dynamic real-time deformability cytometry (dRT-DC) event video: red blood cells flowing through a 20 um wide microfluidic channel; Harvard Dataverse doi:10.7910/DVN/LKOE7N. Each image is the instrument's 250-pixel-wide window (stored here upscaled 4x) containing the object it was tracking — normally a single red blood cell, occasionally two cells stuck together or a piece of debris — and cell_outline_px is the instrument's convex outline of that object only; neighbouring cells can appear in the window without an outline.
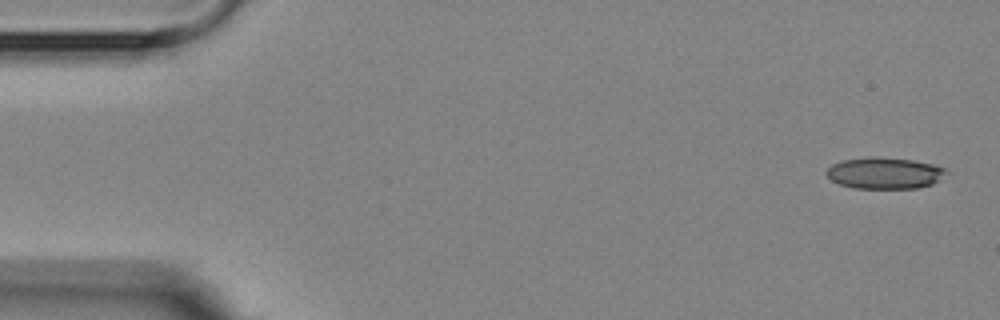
{"species": "Egyptian fruit bat (a non-hibernating species)", "species_latin": "Rousettus aegyptiacus", "temperature_condition": "room temperature", "stored_images_in_passage": 4, "camera_frame_rate_fps": 3000, "um_per_image_px": 0.085, "animal": {"sex": "female"}, "frame": {"image": 1, "passage_image": 1, "time_ms": 0.0, "image_size_px": [1000, 320], "cell_outline_px": [[952, 172], [940, 180], [932, 184], [916, 188], [852, 188], [840, 184], [832, 180], [824, 172], [832, 164], [840, 160], [872, 156], [876, 156], [912, 160], [932, 164], [948, 168]], "centroid_in_image_um": [75.24, 14.7], "position_along_channel_um": 9.8, "area_um2": 22.31}}